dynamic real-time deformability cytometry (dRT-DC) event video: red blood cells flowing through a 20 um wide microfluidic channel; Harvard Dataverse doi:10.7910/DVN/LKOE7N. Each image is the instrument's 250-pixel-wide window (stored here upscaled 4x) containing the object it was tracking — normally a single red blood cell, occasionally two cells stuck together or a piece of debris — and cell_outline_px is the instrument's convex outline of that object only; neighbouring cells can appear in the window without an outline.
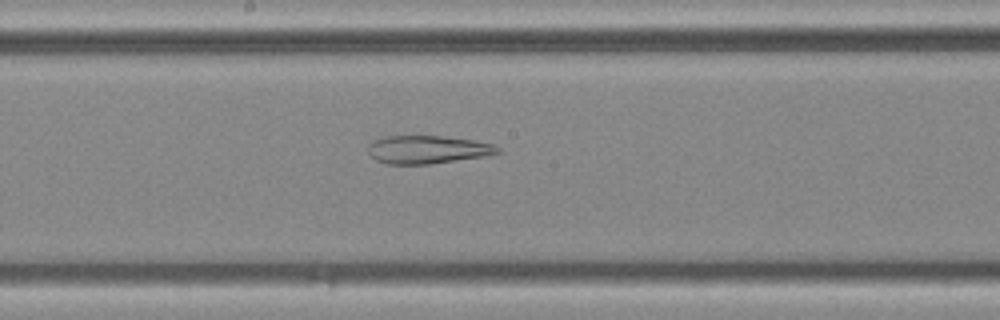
{"species": "common noctule bat (a hibernating species)", "species_latin": "Nyctalus noctula", "temperature_condition": "cold", "stored_images_in_passage": 46, "camera_frame_rate_fps": 3000, "um_per_image_px": 0.085, "animal": {"sex": "female", "body_mass_g": 25.1}, "frame": {"image": 1, "passage_image": 21, "time_ms": 6.667, "image_size_px": [1000, 320], "cell_outline_px": [[500, 152], [488, 156], [428, 164], [388, 164], [376, 160], [368, 152], [368, 144], [372, 140], [384, 136], [444, 136], [472, 140], [492, 144], [500, 148]], "centroid_in_image_um": [36.32, 12.71], "position_along_channel_um": 211.9, "area_um2": 21.27}}
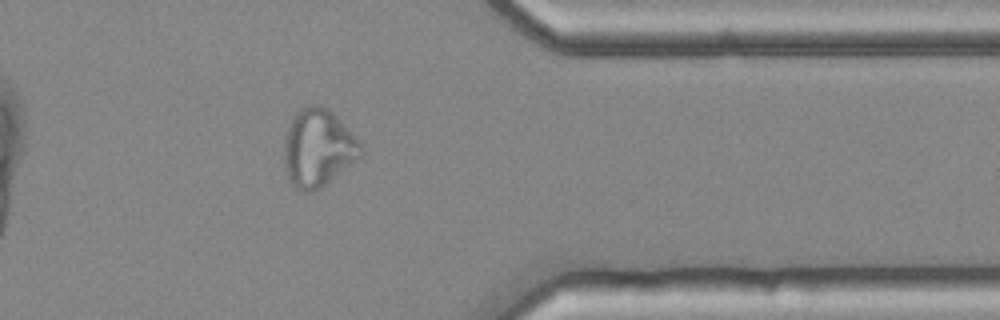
{"frame": {"image": 2, "passage_image": 36, "time_ms": 11.667, "image_size_px": [1000, 320], "cell_outline_px": [[364, 152], [360, 156], [320, 188], [312, 192], [304, 192], [296, 188], [288, 180], [284, 168], [284, 140], [292, 116], [300, 108], [312, 104], [316, 104], [332, 112], [336, 116], [360, 144]], "centroid_in_image_um": [26.97, 12.59], "position_along_channel_um": 384.4, "area_um2": 34.22}}
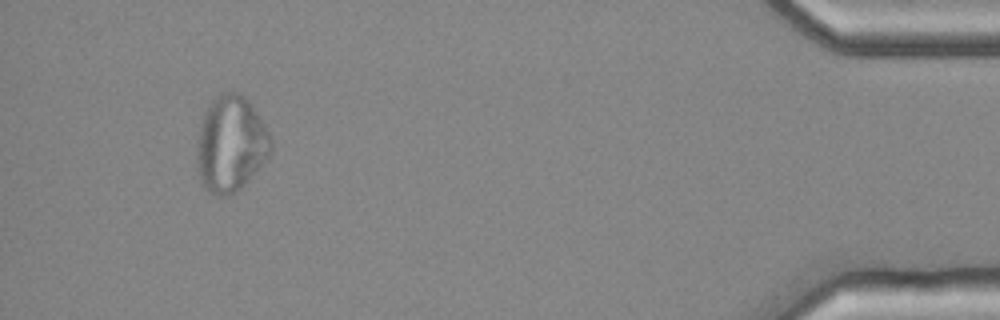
{"frame": {"image": 3, "passage_image": 43, "time_ms": 14.0, "image_size_px": [1000, 320], "cell_outline_px": [[272, 148], [268, 156], [244, 184], [240, 188], [224, 196], [216, 196], [208, 192], [200, 184], [196, 172], [196, 152], [200, 124], [204, 112], [208, 104], [220, 92], [236, 92], [244, 96], [252, 104], [264, 124], [272, 140]], "centroid_in_image_um": [19.56, 12.23], "position_along_channel_um": 415.6, "area_um2": 41.62}}